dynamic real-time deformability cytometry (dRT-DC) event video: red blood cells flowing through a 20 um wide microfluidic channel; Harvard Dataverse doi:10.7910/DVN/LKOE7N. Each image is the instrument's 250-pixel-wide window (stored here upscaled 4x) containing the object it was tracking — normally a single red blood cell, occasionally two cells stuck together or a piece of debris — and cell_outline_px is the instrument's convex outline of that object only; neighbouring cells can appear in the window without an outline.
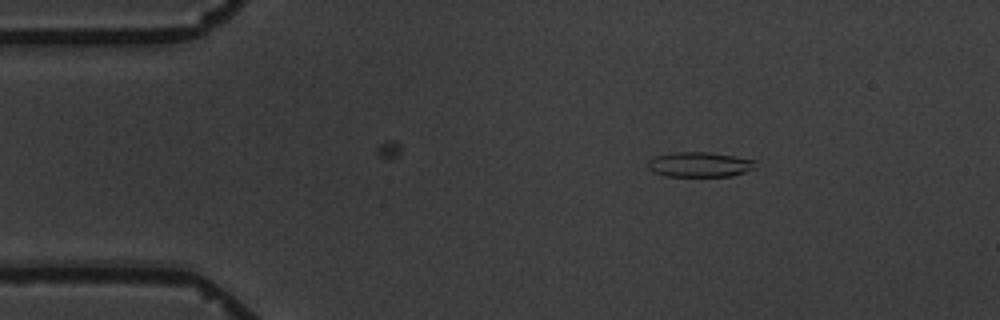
{"species": "common noctule bat (a hibernating species)", "species_latin": "Nyctalus noctula", "temperature_condition": "warm", "stored_images_in_passage": 3, "camera_frame_rate_fps": 3000, "um_per_image_px": 0.085, "animal": {"sex": "male", "body_mass_g": 19.5, "forearm_length_mm": 54.6}, "frame": {"image": 1, "passage_image": 1, "time_ms": 0.0, "image_size_px": [1000, 320], "cell_outline_px": [[756, 168], [732, 176], [668, 176], [652, 172], [648, 168], [648, 160], [656, 156], [672, 152], [708, 152], [756, 160]], "centroid_in_image_um": [59.46, 13.98], "position_along_channel_um": 25.5, "area_um2": 15.66}}